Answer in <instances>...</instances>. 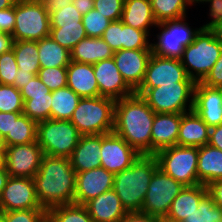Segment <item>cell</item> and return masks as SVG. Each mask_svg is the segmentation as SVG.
I'll return each instance as SVG.
<instances>
[{
	"mask_svg": "<svg viewBox=\"0 0 222 222\" xmlns=\"http://www.w3.org/2000/svg\"><path fill=\"white\" fill-rule=\"evenodd\" d=\"M37 76L50 91L67 86V67L40 68Z\"/></svg>",
	"mask_w": 222,
	"mask_h": 222,
	"instance_id": "cell-41",
	"label": "cell"
},
{
	"mask_svg": "<svg viewBox=\"0 0 222 222\" xmlns=\"http://www.w3.org/2000/svg\"><path fill=\"white\" fill-rule=\"evenodd\" d=\"M150 36L142 31L122 22V49H151Z\"/></svg>",
	"mask_w": 222,
	"mask_h": 222,
	"instance_id": "cell-38",
	"label": "cell"
},
{
	"mask_svg": "<svg viewBox=\"0 0 222 222\" xmlns=\"http://www.w3.org/2000/svg\"><path fill=\"white\" fill-rule=\"evenodd\" d=\"M80 99L68 86L52 91L51 119L70 121Z\"/></svg>",
	"mask_w": 222,
	"mask_h": 222,
	"instance_id": "cell-31",
	"label": "cell"
},
{
	"mask_svg": "<svg viewBox=\"0 0 222 222\" xmlns=\"http://www.w3.org/2000/svg\"><path fill=\"white\" fill-rule=\"evenodd\" d=\"M186 17L157 23L155 27L162 30L157 37V42L151 43L152 54L181 59L185 47L190 45L201 28L192 29L185 19Z\"/></svg>",
	"mask_w": 222,
	"mask_h": 222,
	"instance_id": "cell-10",
	"label": "cell"
},
{
	"mask_svg": "<svg viewBox=\"0 0 222 222\" xmlns=\"http://www.w3.org/2000/svg\"><path fill=\"white\" fill-rule=\"evenodd\" d=\"M93 222H119L128 212L114 189H110L85 204Z\"/></svg>",
	"mask_w": 222,
	"mask_h": 222,
	"instance_id": "cell-22",
	"label": "cell"
},
{
	"mask_svg": "<svg viewBox=\"0 0 222 222\" xmlns=\"http://www.w3.org/2000/svg\"><path fill=\"white\" fill-rule=\"evenodd\" d=\"M190 2L191 5H193L194 3H203L205 0H188Z\"/></svg>",
	"mask_w": 222,
	"mask_h": 222,
	"instance_id": "cell-64",
	"label": "cell"
},
{
	"mask_svg": "<svg viewBox=\"0 0 222 222\" xmlns=\"http://www.w3.org/2000/svg\"><path fill=\"white\" fill-rule=\"evenodd\" d=\"M52 91L45 95L30 96L23 103V114L38 122L51 119Z\"/></svg>",
	"mask_w": 222,
	"mask_h": 222,
	"instance_id": "cell-36",
	"label": "cell"
},
{
	"mask_svg": "<svg viewBox=\"0 0 222 222\" xmlns=\"http://www.w3.org/2000/svg\"><path fill=\"white\" fill-rule=\"evenodd\" d=\"M44 4V7L48 11L49 15H51L53 12L63 9L64 6H68L72 4L73 0H41Z\"/></svg>",
	"mask_w": 222,
	"mask_h": 222,
	"instance_id": "cell-55",
	"label": "cell"
},
{
	"mask_svg": "<svg viewBox=\"0 0 222 222\" xmlns=\"http://www.w3.org/2000/svg\"><path fill=\"white\" fill-rule=\"evenodd\" d=\"M33 180L37 200L44 210L74 203L76 172L68 157L44 154Z\"/></svg>",
	"mask_w": 222,
	"mask_h": 222,
	"instance_id": "cell-1",
	"label": "cell"
},
{
	"mask_svg": "<svg viewBox=\"0 0 222 222\" xmlns=\"http://www.w3.org/2000/svg\"><path fill=\"white\" fill-rule=\"evenodd\" d=\"M16 1L17 0H0V10L14 6Z\"/></svg>",
	"mask_w": 222,
	"mask_h": 222,
	"instance_id": "cell-61",
	"label": "cell"
},
{
	"mask_svg": "<svg viewBox=\"0 0 222 222\" xmlns=\"http://www.w3.org/2000/svg\"><path fill=\"white\" fill-rule=\"evenodd\" d=\"M140 154L115 132L102 134L101 167L113 174L131 167Z\"/></svg>",
	"mask_w": 222,
	"mask_h": 222,
	"instance_id": "cell-15",
	"label": "cell"
},
{
	"mask_svg": "<svg viewBox=\"0 0 222 222\" xmlns=\"http://www.w3.org/2000/svg\"><path fill=\"white\" fill-rule=\"evenodd\" d=\"M181 114L155 113L151 131V155L177 145Z\"/></svg>",
	"mask_w": 222,
	"mask_h": 222,
	"instance_id": "cell-20",
	"label": "cell"
},
{
	"mask_svg": "<svg viewBox=\"0 0 222 222\" xmlns=\"http://www.w3.org/2000/svg\"><path fill=\"white\" fill-rule=\"evenodd\" d=\"M222 44L210 30H200L180 59L189 78L201 82L218 60Z\"/></svg>",
	"mask_w": 222,
	"mask_h": 222,
	"instance_id": "cell-6",
	"label": "cell"
},
{
	"mask_svg": "<svg viewBox=\"0 0 222 222\" xmlns=\"http://www.w3.org/2000/svg\"><path fill=\"white\" fill-rule=\"evenodd\" d=\"M0 168H5V148H0Z\"/></svg>",
	"mask_w": 222,
	"mask_h": 222,
	"instance_id": "cell-62",
	"label": "cell"
},
{
	"mask_svg": "<svg viewBox=\"0 0 222 222\" xmlns=\"http://www.w3.org/2000/svg\"><path fill=\"white\" fill-rule=\"evenodd\" d=\"M197 175L201 184L222 179V150L209 144L198 147Z\"/></svg>",
	"mask_w": 222,
	"mask_h": 222,
	"instance_id": "cell-27",
	"label": "cell"
},
{
	"mask_svg": "<svg viewBox=\"0 0 222 222\" xmlns=\"http://www.w3.org/2000/svg\"><path fill=\"white\" fill-rule=\"evenodd\" d=\"M80 137L70 121L48 119L37 123V142L47 155L69 158Z\"/></svg>",
	"mask_w": 222,
	"mask_h": 222,
	"instance_id": "cell-9",
	"label": "cell"
},
{
	"mask_svg": "<svg viewBox=\"0 0 222 222\" xmlns=\"http://www.w3.org/2000/svg\"><path fill=\"white\" fill-rule=\"evenodd\" d=\"M207 194V186L203 184L184 187L173 200L170 210L165 218L173 222H183L187 216H190L198 209L200 201Z\"/></svg>",
	"mask_w": 222,
	"mask_h": 222,
	"instance_id": "cell-25",
	"label": "cell"
},
{
	"mask_svg": "<svg viewBox=\"0 0 222 222\" xmlns=\"http://www.w3.org/2000/svg\"><path fill=\"white\" fill-rule=\"evenodd\" d=\"M43 209L35 193L33 178L9 177L0 195V212Z\"/></svg>",
	"mask_w": 222,
	"mask_h": 222,
	"instance_id": "cell-14",
	"label": "cell"
},
{
	"mask_svg": "<svg viewBox=\"0 0 222 222\" xmlns=\"http://www.w3.org/2000/svg\"><path fill=\"white\" fill-rule=\"evenodd\" d=\"M50 222H93L85 205L71 203L47 211Z\"/></svg>",
	"mask_w": 222,
	"mask_h": 222,
	"instance_id": "cell-34",
	"label": "cell"
},
{
	"mask_svg": "<svg viewBox=\"0 0 222 222\" xmlns=\"http://www.w3.org/2000/svg\"><path fill=\"white\" fill-rule=\"evenodd\" d=\"M211 31L214 33L215 38L222 44V22Z\"/></svg>",
	"mask_w": 222,
	"mask_h": 222,
	"instance_id": "cell-60",
	"label": "cell"
},
{
	"mask_svg": "<svg viewBox=\"0 0 222 222\" xmlns=\"http://www.w3.org/2000/svg\"><path fill=\"white\" fill-rule=\"evenodd\" d=\"M184 187L160 168H157L149 183L141 213L165 218L173 200Z\"/></svg>",
	"mask_w": 222,
	"mask_h": 222,
	"instance_id": "cell-11",
	"label": "cell"
},
{
	"mask_svg": "<svg viewBox=\"0 0 222 222\" xmlns=\"http://www.w3.org/2000/svg\"><path fill=\"white\" fill-rule=\"evenodd\" d=\"M15 27V5L0 10V32L12 36Z\"/></svg>",
	"mask_w": 222,
	"mask_h": 222,
	"instance_id": "cell-50",
	"label": "cell"
},
{
	"mask_svg": "<svg viewBox=\"0 0 222 222\" xmlns=\"http://www.w3.org/2000/svg\"><path fill=\"white\" fill-rule=\"evenodd\" d=\"M13 43L14 39L11 35L0 32V55L10 51Z\"/></svg>",
	"mask_w": 222,
	"mask_h": 222,
	"instance_id": "cell-58",
	"label": "cell"
},
{
	"mask_svg": "<svg viewBox=\"0 0 222 222\" xmlns=\"http://www.w3.org/2000/svg\"><path fill=\"white\" fill-rule=\"evenodd\" d=\"M0 222H5L4 216L0 213Z\"/></svg>",
	"mask_w": 222,
	"mask_h": 222,
	"instance_id": "cell-66",
	"label": "cell"
},
{
	"mask_svg": "<svg viewBox=\"0 0 222 222\" xmlns=\"http://www.w3.org/2000/svg\"><path fill=\"white\" fill-rule=\"evenodd\" d=\"M13 112H0V132L5 137L12 135Z\"/></svg>",
	"mask_w": 222,
	"mask_h": 222,
	"instance_id": "cell-53",
	"label": "cell"
},
{
	"mask_svg": "<svg viewBox=\"0 0 222 222\" xmlns=\"http://www.w3.org/2000/svg\"><path fill=\"white\" fill-rule=\"evenodd\" d=\"M119 222H160V217L133 212L127 213Z\"/></svg>",
	"mask_w": 222,
	"mask_h": 222,
	"instance_id": "cell-51",
	"label": "cell"
},
{
	"mask_svg": "<svg viewBox=\"0 0 222 222\" xmlns=\"http://www.w3.org/2000/svg\"><path fill=\"white\" fill-rule=\"evenodd\" d=\"M152 12L157 23L186 17L188 0H150Z\"/></svg>",
	"mask_w": 222,
	"mask_h": 222,
	"instance_id": "cell-33",
	"label": "cell"
},
{
	"mask_svg": "<svg viewBox=\"0 0 222 222\" xmlns=\"http://www.w3.org/2000/svg\"><path fill=\"white\" fill-rule=\"evenodd\" d=\"M125 0H94V9L111 21L121 20Z\"/></svg>",
	"mask_w": 222,
	"mask_h": 222,
	"instance_id": "cell-45",
	"label": "cell"
},
{
	"mask_svg": "<svg viewBox=\"0 0 222 222\" xmlns=\"http://www.w3.org/2000/svg\"><path fill=\"white\" fill-rule=\"evenodd\" d=\"M155 155H140L131 167L114 174L113 189L128 213L141 212L154 171Z\"/></svg>",
	"mask_w": 222,
	"mask_h": 222,
	"instance_id": "cell-3",
	"label": "cell"
},
{
	"mask_svg": "<svg viewBox=\"0 0 222 222\" xmlns=\"http://www.w3.org/2000/svg\"><path fill=\"white\" fill-rule=\"evenodd\" d=\"M102 134L81 135L79 143L69 157L76 173L101 167Z\"/></svg>",
	"mask_w": 222,
	"mask_h": 222,
	"instance_id": "cell-21",
	"label": "cell"
},
{
	"mask_svg": "<svg viewBox=\"0 0 222 222\" xmlns=\"http://www.w3.org/2000/svg\"><path fill=\"white\" fill-rule=\"evenodd\" d=\"M93 71L99 86L100 96L116 101L135 93L123 79L113 58L93 64Z\"/></svg>",
	"mask_w": 222,
	"mask_h": 222,
	"instance_id": "cell-17",
	"label": "cell"
},
{
	"mask_svg": "<svg viewBox=\"0 0 222 222\" xmlns=\"http://www.w3.org/2000/svg\"><path fill=\"white\" fill-rule=\"evenodd\" d=\"M70 53L71 61L86 64H95L113 58L114 55V51L102 38L95 37L82 39Z\"/></svg>",
	"mask_w": 222,
	"mask_h": 222,
	"instance_id": "cell-26",
	"label": "cell"
},
{
	"mask_svg": "<svg viewBox=\"0 0 222 222\" xmlns=\"http://www.w3.org/2000/svg\"><path fill=\"white\" fill-rule=\"evenodd\" d=\"M160 222H173V221H170V220H168L166 218H160Z\"/></svg>",
	"mask_w": 222,
	"mask_h": 222,
	"instance_id": "cell-65",
	"label": "cell"
},
{
	"mask_svg": "<svg viewBox=\"0 0 222 222\" xmlns=\"http://www.w3.org/2000/svg\"><path fill=\"white\" fill-rule=\"evenodd\" d=\"M17 70L13 49L0 55V84L14 86Z\"/></svg>",
	"mask_w": 222,
	"mask_h": 222,
	"instance_id": "cell-43",
	"label": "cell"
},
{
	"mask_svg": "<svg viewBox=\"0 0 222 222\" xmlns=\"http://www.w3.org/2000/svg\"><path fill=\"white\" fill-rule=\"evenodd\" d=\"M38 53L41 68L67 67L71 62L70 51L50 36L38 41Z\"/></svg>",
	"mask_w": 222,
	"mask_h": 222,
	"instance_id": "cell-29",
	"label": "cell"
},
{
	"mask_svg": "<svg viewBox=\"0 0 222 222\" xmlns=\"http://www.w3.org/2000/svg\"><path fill=\"white\" fill-rule=\"evenodd\" d=\"M101 38L115 52L122 49V21H111Z\"/></svg>",
	"mask_w": 222,
	"mask_h": 222,
	"instance_id": "cell-46",
	"label": "cell"
},
{
	"mask_svg": "<svg viewBox=\"0 0 222 222\" xmlns=\"http://www.w3.org/2000/svg\"><path fill=\"white\" fill-rule=\"evenodd\" d=\"M208 144L222 150V124L210 128Z\"/></svg>",
	"mask_w": 222,
	"mask_h": 222,
	"instance_id": "cell-54",
	"label": "cell"
},
{
	"mask_svg": "<svg viewBox=\"0 0 222 222\" xmlns=\"http://www.w3.org/2000/svg\"><path fill=\"white\" fill-rule=\"evenodd\" d=\"M175 82H195L189 78L180 59L152 54L146 68L143 83L138 89L156 88Z\"/></svg>",
	"mask_w": 222,
	"mask_h": 222,
	"instance_id": "cell-13",
	"label": "cell"
},
{
	"mask_svg": "<svg viewBox=\"0 0 222 222\" xmlns=\"http://www.w3.org/2000/svg\"><path fill=\"white\" fill-rule=\"evenodd\" d=\"M0 148H6L5 138L1 132H0Z\"/></svg>",
	"mask_w": 222,
	"mask_h": 222,
	"instance_id": "cell-63",
	"label": "cell"
},
{
	"mask_svg": "<svg viewBox=\"0 0 222 222\" xmlns=\"http://www.w3.org/2000/svg\"><path fill=\"white\" fill-rule=\"evenodd\" d=\"M158 168L185 187L201 184L197 175L198 147L175 145L155 154Z\"/></svg>",
	"mask_w": 222,
	"mask_h": 222,
	"instance_id": "cell-8",
	"label": "cell"
},
{
	"mask_svg": "<svg viewBox=\"0 0 222 222\" xmlns=\"http://www.w3.org/2000/svg\"><path fill=\"white\" fill-rule=\"evenodd\" d=\"M43 155L37 141L6 146L5 169L9 177L33 178L39 170Z\"/></svg>",
	"mask_w": 222,
	"mask_h": 222,
	"instance_id": "cell-12",
	"label": "cell"
},
{
	"mask_svg": "<svg viewBox=\"0 0 222 222\" xmlns=\"http://www.w3.org/2000/svg\"><path fill=\"white\" fill-rule=\"evenodd\" d=\"M210 127L191 110L181 114L177 145L201 147L209 142Z\"/></svg>",
	"mask_w": 222,
	"mask_h": 222,
	"instance_id": "cell-24",
	"label": "cell"
},
{
	"mask_svg": "<svg viewBox=\"0 0 222 222\" xmlns=\"http://www.w3.org/2000/svg\"><path fill=\"white\" fill-rule=\"evenodd\" d=\"M115 100L107 97L81 98L70 122L81 135L113 132Z\"/></svg>",
	"mask_w": 222,
	"mask_h": 222,
	"instance_id": "cell-4",
	"label": "cell"
},
{
	"mask_svg": "<svg viewBox=\"0 0 222 222\" xmlns=\"http://www.w3.org/2000/svg\"><path fill=\"white\" fill-rule=\"evenodd\" d=\"M72 4L82 15L94 9V0H73Z\"/></svg>",
	"mask_w": 222,
	"mask_h": 222,
	"instance_id": "cell-57",
	"label": "cell"
},
{
	"mask_svg": "<svg viewBox=\"0 0 222 222\" xmlns=\"http://www.w3.org/2000/svg\"><path fill=\"white\" fill-rule=\"evenodd\" d=\"M23 103L20 90L0 84V112H23Z\"/></svg>",
	"mask_w": 222,
	"mask_h": 222,
	"instance_id": "cell-39",
	"label": "cell"
},
{
	"mask_svg": "<svg viewBox=\"0 0 222 222\" xmlns=\"http://www.w3.org/2000/svg\"><path fill=\"white\" fill-rule=\"evenodd\" d=\"M67 86L81 98L100 96L93 64L71 61L67 66Z\"/></svg>",
	"mask_w": 222,
	"mask_h": 222,
	"instance_id": "cell-23",
	"label": "cell"
},
{
	"mask_svg": "<svg viewBox=\"0 0 222 222\" xmlns=\"http://www.w3.org/2000/svg\"><path fill=\"white\" fill-rule=\"evenodd\" d=\"M114 174L103 167L76 173V190L74 203L85 205L113 188Z\"/></svg>",
	"mask_w": 222,
	"mask_h": 222,
	"instance_id": "cell-18",
	"label": "cell"
},
{
	"mask_svg": "<svg viewBox=\"0 0 222 222\" xmlns=\"http://www.w3.org/2000/svg\"><path fill=\"white\" fill-rule=\"evenodd\" d=\"M8 178H9V174L7 173L6 169L0 168V195L6 185Z\"/></svg>",
	"mask_w": 222,
	"mask_h": 222,
	"instance_id": "cell-59",
	"label": "cell"
},
{
	"mask_svg": "<svg viewBox=\"0 0 222 222\" xmlns=\"http://www.w3.org/2000/svg\"><path fill=\"white\" fill-rule=\"evenodd\" d=\"M18 69L38 75L39 63L38 41H14L12 47Z\"/></svg>",
	"mask_w": 222,
	"mask_h": 222,
	"instance_id": "cell-32",
	"label": "cell"
},
{
	"mask_svg": "<svg viewBox=\"0 0 222 222\" xmlns=\"http://www.w3.org/2000/svg\"><path fill=\"white\" fill-rule=\"evenodd\" d=\"M121 21L148 34L150 27L157 25L150 0H125Z\"/></svg>",
	"mask_w": 222,
	"mask_h": 222,
	"instance_id": "cell-28",
	"label": "cell"
},
{
	"mask_svg": "<svg viewBox=\"0 0 222 222\" xmlns=\"http://www.w3.org/2000/svg\"><path fill=\"white\" fill-rule=\"evenodd\" d=\"M36 74L30 72H24L22 69L17 70L16 78L14 80V86L20 90L23 86L26 85L31 79H33Z\"/></svg>",
	"mask_w": 222,
	"mask_h": 222,
	"instance_id": "cell-56",
	"label": "cell"
},
{
	"mask_svg": "<svg viewBox=\"0 0 222 222\" xmlns=\"http://www.w3.org/2000/svg\"><path fill=\"white\" fill-rule=\"evenodd\" d=\"M82 16L73 4L64 6L50 15V28H57L60 24L82 23Z\"/></svg>",
	"mask_w": 222,
	"mask_h": 222,
	"instance_id": "cell-44",
	"label": "cell"
},
{
	"mask_svg": "<svg viewBox=\"0 0 222 222\" xmlns=\"http://www.w3.org/2000/svg\"><path fill=\"white\" fill-rule=\"evenodd\" d=\"M210 3L209 6V16L211 17V21L206 24L202 25L200 28L201 30H212L218 24L222 22V0H205L204 3Z\"/></svg>",
	"mask_w": 222,
	"mask_h": 222,
	"instance_id": "cell-48",
	"label": "cell"
},
{
	"mask_svg": "<svg viewBox=\"0 0 222 222\" xmlns=\"http://www.w3.org/2000/svg\"><path fill=\"white\" fill-rule=\"evenodd\" d=\"M155 112L138 94L116 100L113 132L140 155H151V131Z\"/></svg>",
	"mask_w": 222,
	"mask_h": 222,
	"instance_id": "cell-2",
	"label": "cell"
},
{
	"mask_svg": "<svg viewBox=\"0 0 222 222\" xmlns=\"http://www.w3.org/2000/svg\"><path fill=\"white\" fill-rule=\"evenodd\" d=\"M208 194L212 197L215 205L222 209V179L207 185Z\"/></svg>",
	"mask_w": 222,
	"mask_h": 222,
	"instance_id": "cell-52",
	"label": "cell"
},
{
	"mask_svg": "<svg viewBox=\"0 0 222 222\" xmlns=\"http://www.w3.org/2000/svg\"><path fill=\"white\" fill-rule=\"evenodd\" d=\"M49 36L69 51L87 37L82 23L60 24L57 28H50Z\"/></svg>",
	"mask_w": 222,
	"mask_h": 222,
	"instance_id": "cell-35",
	"label": "cell"
},
{
	"mask_svg": "<svg viewBox=\"0 0 222 222\" xmlns=\"http://www.w3.org/2000/svg\"><path fill=\"white\" fill-rule=\"evenodd\" d=\"M201 83L209 87H222V50L218 60Z\"/></svg>",
	"mask_w": 222,
	"mask_h": 222,
	"instance_id": "cell-49",
	"label": "cell"
},
{
	"mask_svg": "<svg viewBox=\"0 0 222 222\" xmlns=\"http://www.w3.org/2000/svg\"><path fill=\"white\" fill-rule=\"evenodd\" d=\"M151 55V49H121L114 52L117 69L134 91L143 83Z\"/></svg>",
	"mask_w": 222,
	"mask_h": 222,
	"instance_id": "cell-16",
	"label": "cell"
},
{
	"mask_svg": "<svg viewBox=\"0 0 222 222\" xmlns=\"http://www.w3.org/2000/svg\"><path fill=\"white\" fill-rule=\"evenodd\" d=\"M6 146L29 144L37 141V122L23 112H13L12 135H6Z\"/></svg>",
	"mask_w": 222,
	"mask_h": 222,
	"instance_id": "cell-30",
	"label": "cell"
},
{
	"mask_svg": "<svg viewBox=\"0 0 222 222\" xmlns=\"http://www.w3.org/2000/svg\"><path fill=\"white\" fill-rule=\"evenodd\" d=\"M50 92L51 91L48 89V87L40 80L37 75L20 89L23 102L30 99V96L45 95Z\"/></svg>",
	"mask_w": 222,
	"mask_h": 222,
	"instance_id": "cell-47",
	"label": "cell"
},
{
	"mask_svg": "<svg viewBox=\"0 0 222 222\" xmlns=\"http://www.w3.org/2000/svg\"><path fill=\"white\" fill-rule=\"evenodd\" d=\"M222 220V209L215 205L212 197L207 194L199 203L198 209L187 216L183 222H217Z\"/></svg>",
	"mask_w": 222,
	"mask_h": 222,
	"instance_id": "cell-37",
	"label": "cell"
},
{
	"mask_svg": "<svg viewBox=\"0 0 222 222\" xmlns=\"http://www.w3.org/2000/svg\"><path fill=\"white\" fill-rule=\"evenodd\" d=\"M50 35V15L41 0L15 3L14 41H39Z\"/></svg>",
	"mask_w": 222,
	"mask_h": 222,
	"instance_id": "cell-7",
	"label": "cell"
},
{
	"mask_svg": "<svg viewBox=\"0 0 222 222\" xmlns=\"http://www.w3.org/2000/svg\"><path fill=\"white\" fill-rule=\"evenodd\" d=\"M193 110L210 127L222 124V89L196 82Z\"/></svg>",
	"mask_w": 222,
	"mask_h": 222,
	"instance_id": "cell-19",
	"label": "cell"
},
{
	"mask_svg": "<svg viewBox=\"0 0 222 222\" xmlns=\"http://www.w3.org/2000/svg\"><path fill=\"white\" fill-rule=\"evenodd\" d=\"M110 23L111 20L95 9L82 16V24L86 30L87 37L101 38Z\"/></svg>",
	"mask_w": 222,
	"mask_h": 222,
	"instance_id": "cell-40",
	"label": "cell"
},
{
	"mask_svg": "<svg viewBox=\"0 0 222 222\" xmlns=\"http://www.w3.org/2000/svg\"><path fill=\"white\" fill-rule=\"evenodd\" d=\"M196 82H175L150 89H137L155 113L183 114L193 110ZM188 106V108H187Z\"/></svg>",
	"mask_w": 222,
	"mask_h": 222,
	"instance_id": "cell-5",
	"label": "cell"
},
{
	"mask_svg": "<svg viewBox=\"0 0 222 222\" xmlns=\"http://www.w3.org/2000/svg\"><path fill=\"white\" fill-rule=\"evenodd\" d=\"M5 222H45L47 211L44 209H25L0 212Z\"/></svg>",
	"mask_w": 222,
	"mask_h": 222,
	"instance_id": "cell-42",
	"label": "cell"
}]
</instances>
